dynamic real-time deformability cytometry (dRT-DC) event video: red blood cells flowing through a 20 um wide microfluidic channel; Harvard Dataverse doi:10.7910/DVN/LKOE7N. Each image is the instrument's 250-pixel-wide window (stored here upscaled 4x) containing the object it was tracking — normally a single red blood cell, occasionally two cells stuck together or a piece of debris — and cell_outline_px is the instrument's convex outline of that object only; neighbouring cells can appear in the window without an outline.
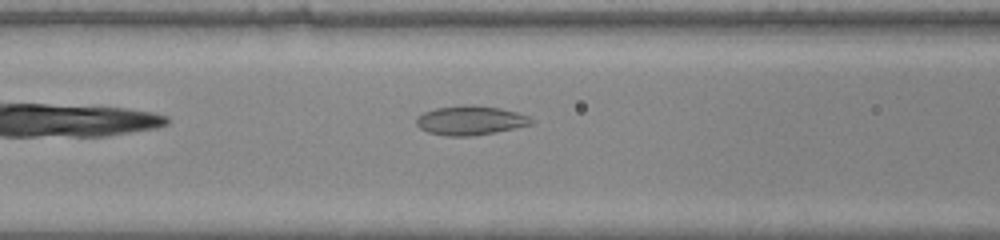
{"species": "common noctule bat (a hibernating species)", "species_latin": "Nyctalus noctula", "temperature_condition": "warm", "stored_images_in_passage": 32, "camera_frame_rate_fps": 3000, "um_per_image_px": 0.085, "animal": {"sex": "male", "body_mass_g": 20.0, "forearm_length_mm": 53.3}, "frame": {"image": 1, "passage_image": 6, "time_ms": 1.667, "image_size_px": [1000, 240], "cell_outline_px": [[532, 124], [496, 132], [472, 136], [448, 136], [428, 132], [420, 128], [416, 124], [416, 116], [424, 112], [436, 108], [464, 104], [472, 104], [500, 108], [516, 112], [528, 116], [532, 120]], "centroid_in_image_um": [39.95, 10.22], "position_along_channel_um": 126.7, "area_um2": 19.59}}
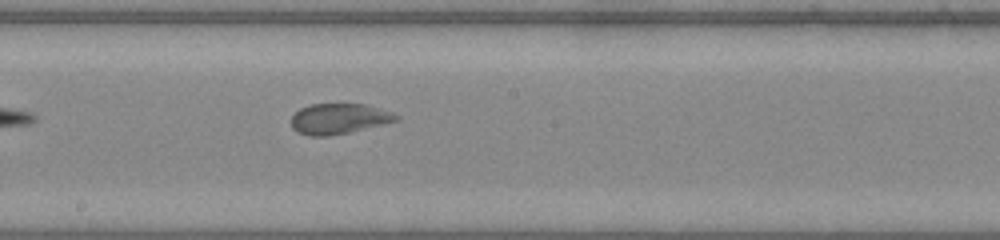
{"frame": {"image": 2, "passage_image": 13, "time_ms": 4.0, "image_size_px": [1000, 240], "cell_outline_px": [[400, 120], [348, 132], [328, 136], [308, 136], [296, 132], [292, 128], [292, 116], [300, 108], [312, 104], [368, 104], [392, 112], [400, 116]], "centroid_in_image_um": [28.81, 10.09], "position_along_channel_um": 219.4, "area_um2": 18.67}}
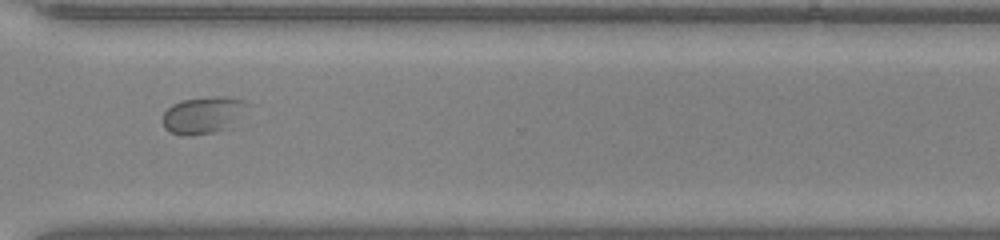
{"frame": {"image": 3, "passage_image": 23, "time_ms": 7.333, "image_size_px": [1000, 240], "cell_outline_px": [[252, 104], [228, 128], [216, 132], [188, 136], [180, 136], [168, 132], [164, 128], [164, 112], [172, 104], [180, 100], [208, 96], [228, 96], [244, 100]], "centroid_in_image_um": [17.28, 9.77], "position_along_channel_um": 353.3, "area_um2": 18.67}}